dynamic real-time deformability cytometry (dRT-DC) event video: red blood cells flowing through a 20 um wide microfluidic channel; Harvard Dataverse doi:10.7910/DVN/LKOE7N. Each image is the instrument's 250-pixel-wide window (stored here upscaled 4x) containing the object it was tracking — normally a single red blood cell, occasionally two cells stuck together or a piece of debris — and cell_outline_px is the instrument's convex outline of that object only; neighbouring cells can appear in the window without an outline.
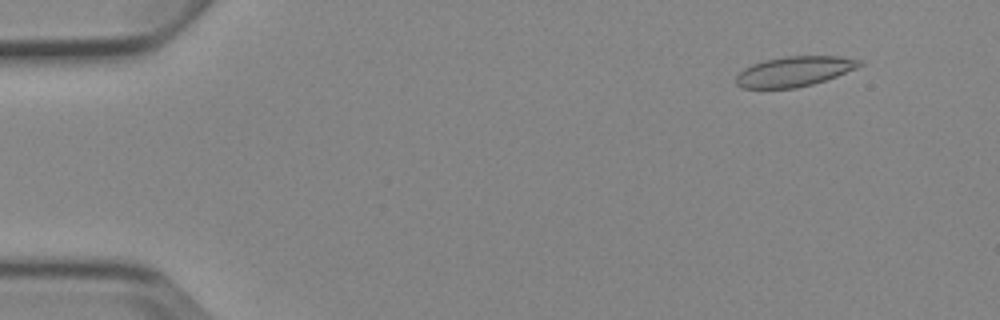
{"species": "Egyptian fruit bat (a non-hibernating species)", "species_latin": "Rousettus aegyptiacus", "temperature_condition": "cold", "stored_images_in_passage": 5, "camera_frame_rate_fps": 3000, "um_per_image_px": 0.085, "animal": {"sex": "female"}, "frame": {"image": 1, "passage_image": 2, "time_ms": 1.333, "image_size_px": [1000, 320], "cell_outline_px": [[864, 64], [856, 68], [836, 76], [812, 84], [796, 88], [740, 88], [736, 84], [736, 76], [744, 68], [752, 64], [764, 60], [784, 56], [840, 56], [864, 60]], "centroid_in_image_um": [67.52, 6.06], "position_along_channel_um": 17.5, "area_um2": 21.68}}
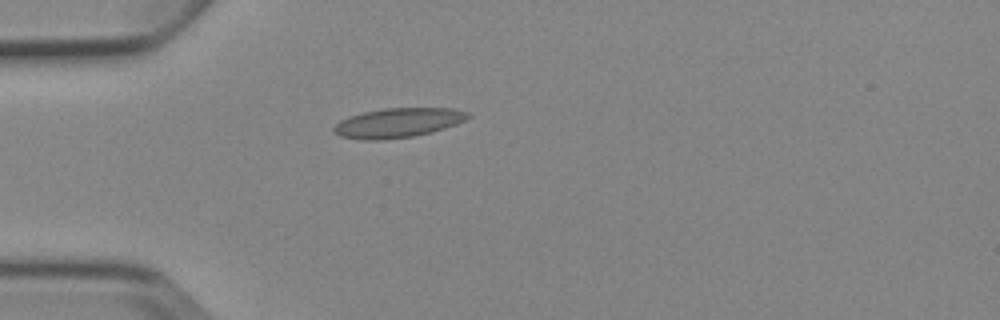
{"frame": {"image": 2, "passage_image": 4, "time_ms": 4.667, "image_size_px": [1000, 320], "cell_outline_px": [[472, 116], [456, 124], [432, 132], [412, 136], [384, 140], [360, 140], [340, 136], [332, 132], [332, 128], [340, 120], [348, 116], [364, 112], [384, 108], [452, 108], [468, 112]], "centroid_in_image_um": [33.79, 10.44], "position_along_channel_um": 51.2, "area_um2": 23.18}}